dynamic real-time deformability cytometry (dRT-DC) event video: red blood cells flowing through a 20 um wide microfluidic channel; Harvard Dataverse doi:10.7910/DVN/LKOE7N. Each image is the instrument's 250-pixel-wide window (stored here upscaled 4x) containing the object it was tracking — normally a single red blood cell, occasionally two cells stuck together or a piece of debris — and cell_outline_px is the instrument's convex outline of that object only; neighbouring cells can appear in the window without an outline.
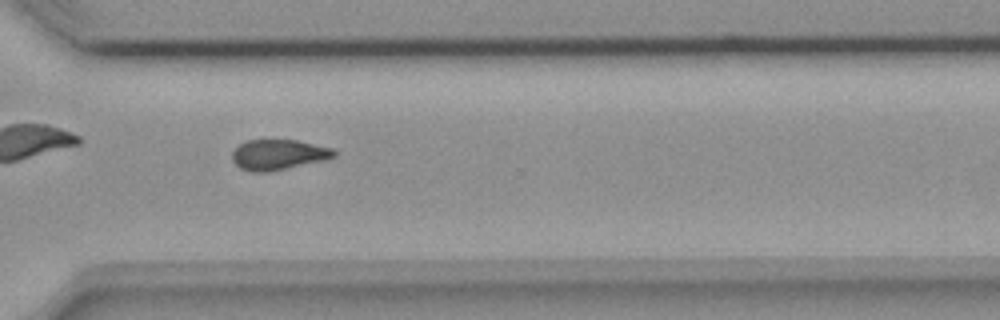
{"species": "common noctule bat (a hibernating species)", "species_latin": "Nyctalus noctula", "temperature_condition": "room temperature", "stored_images_in_passage": 51, "camera_frame_rate_fps": 3000, "um_per_image_px": 0.085, "animal": {"sex": "female", "body_mass_g": 18.4}, "frame": {"image": 1, "passage_image": 37, "time_ms": 12.0, "image_size_px": [1000, 320], "cell_outline_px": [[336, 156], [328, 160], [268, 172], [252, 172], [240, 168], [232, 160], [232, 152], [244, 140], [296, 140], [332, 148], [336, 152]], "centroid_in_image_um": [23.68, 13.15], "position_along_channel_um": 346.9, "area_um2": 18.15}}
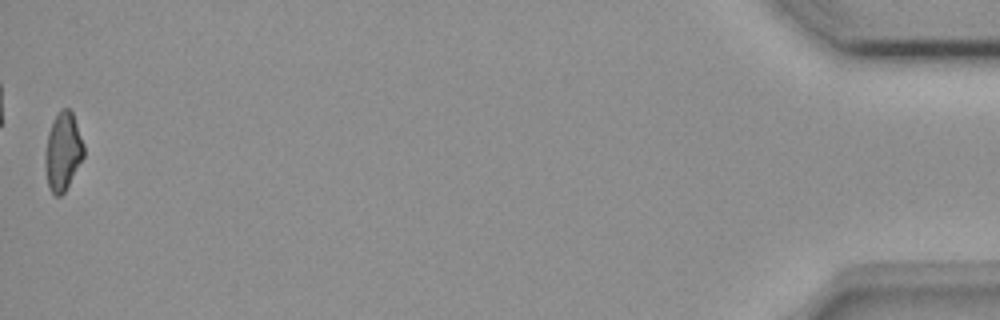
{"frame": {"image": 2, "passage_image": 51, "time_ms": 16.667, "image_size_px": [1000, 320], "cell_outline_px": [[84, 156], [64, 192], [60, 196], [56, 196], [52, 192], [48, 184], [48, 132], [56, 116], [64, 108], [68, 108], [72, 112], [84, 144]], "centroid_in_image_um": [5.41, 12.86], "position_along_channel_um": 429.8, "area_um2": 16.42}, "authors_computed_cell_mechanics": {"area_um2": 18.3804, "velocity_mm_per_s": 3.8237, "shape_relaxation_time_tau1_ms": 11.2663, "shape_relaxation_time_tau2_ms": 5.9689, "deformation_change_tau1": 0.2101, "deformation_change_tau2": 0.1348}}